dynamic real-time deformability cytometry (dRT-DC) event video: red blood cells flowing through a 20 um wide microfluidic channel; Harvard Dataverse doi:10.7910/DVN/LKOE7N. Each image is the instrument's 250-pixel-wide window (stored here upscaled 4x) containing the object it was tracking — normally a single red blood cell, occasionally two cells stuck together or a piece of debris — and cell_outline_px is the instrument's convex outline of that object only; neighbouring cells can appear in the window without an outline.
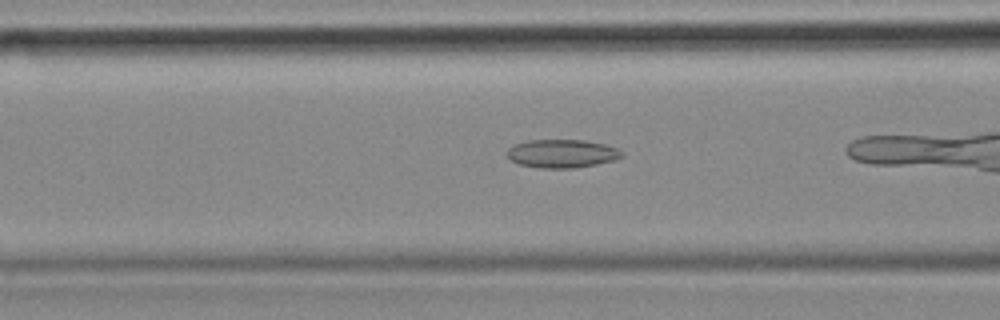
{"species": "common noctule bat (a hibernating species)", "species_latin": "Nyctalus noctula", "temperature_condition": "cold", "stored_images_in_passage": 24, "camera_frame_rate_fps": 3000, "um_per_image_px": 0.085, "animal": {"sex": "female", "body_mass_g": 18.4}, "frame": {"image": 1, "passage_image": 17, "time_ms": 5.333, "image_size_px": [1000, 320], "cell_outline_px": [[624, 156], [616, 160], [596, 164], [572, 168], [540, 168], [520, 164], [512, 160], [508, 156], [508, 148], [516, 144], [528, 140], [584, 140], [604, 144], [616, 148], [624, 152]], "centroid_in_image_um": [47.81, 13.05], "position_along_channel_um": 118.8, "area_um2": 18.84}}
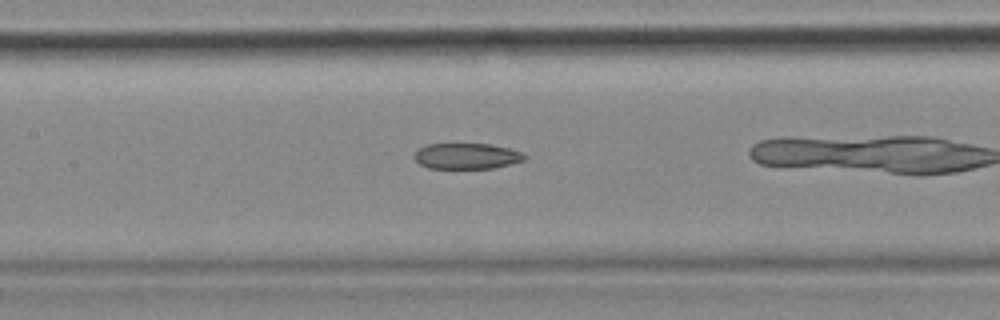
{"frame": {"image": 2, "passage_image": 21, "time_ms": 6.667, "image_size_px": [1000, 320], "cell_outline_px": [[528, 156], [524, 160], [492, 168], [428, 168], [420, 164], [412, 156], [420, 148], [428, 144], [492, 144], [508, 148], [520, 152]], "centroid_in_image_um": [39.66, 13.26], "position_along_channel_um": 167.7, "area_um2": 16.42}}